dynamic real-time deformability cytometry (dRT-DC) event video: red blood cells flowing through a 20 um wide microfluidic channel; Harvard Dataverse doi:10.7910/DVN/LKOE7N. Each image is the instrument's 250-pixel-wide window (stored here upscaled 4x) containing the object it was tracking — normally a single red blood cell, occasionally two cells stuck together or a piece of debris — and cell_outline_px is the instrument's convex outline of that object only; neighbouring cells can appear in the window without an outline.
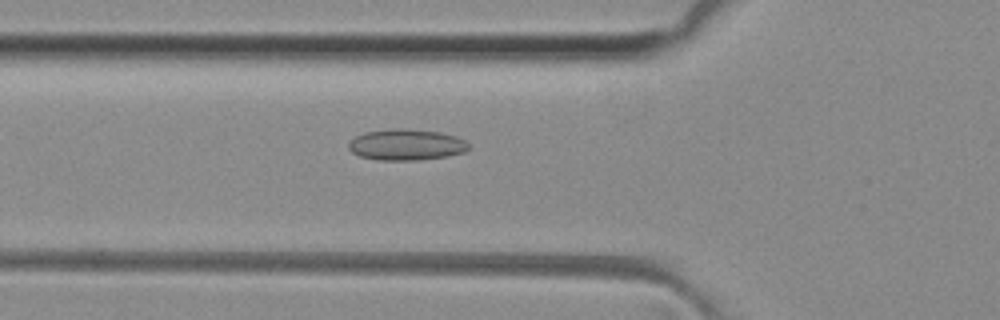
{"species": "common noctule bat (a hibernating species)", "species_latin": "Nyctalus noctula", "temperature_condition": "room temperature", "stored_images_in_passage": 34, "camera_frame_rate_fps": 3000, "um_per_image_px": 0.085, "animal": {"sex": "female", "body_mass_g": 29.2, "forearm_length_mm": 56.3}, "frame": {"image": 1, "passage_image": 2, "time_ms": 0.333, "image_size_px": [1000, 320], "cell_outline_px": [[468, 148], [464, 152], [448, 156], [420, 160], [376, 160], [360, 156], [352, 152], [348, 148], [348, 140], [364, 132], [392, 128], [404, 128], [440, 132], [456, 136], [468, 140]], "centroid_in_image_um": [34.52, 12.29], "position_along_channel_um": 91.3, "area_um2": 22.08}}
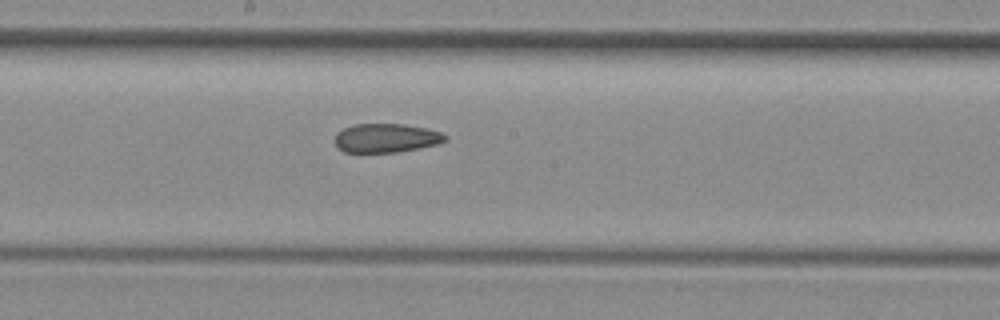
{"frame": {"image": 2, "passage_image": 11, "time_ms": 3.333, "image_size_px": [1000, 320], "cell_outline_px": [[448, 140], [440, 144], [420, 148], [396, 152], [344, 152], [332, 140], [336, 132], [344, 128], [356, 124], [404, 124], [424, 128], [440, 132], [448, 136]], "centroid_in_image_um": [32.83, 11.73], "position_along_channel_um": 215.4, "area_um2": 18.73}}
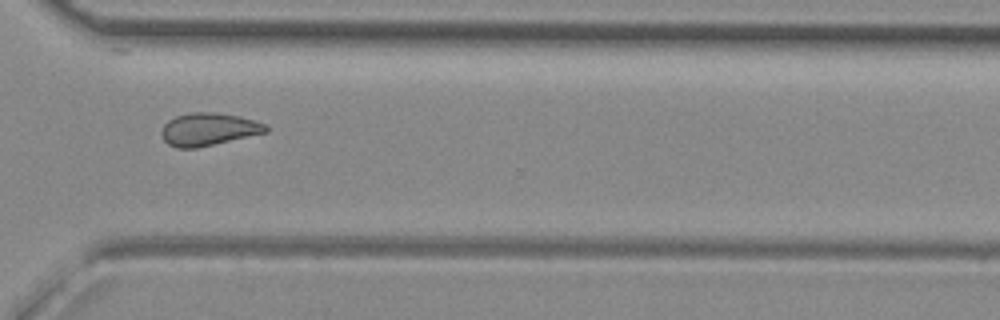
{"frame": {"image": 3, "passage_image": 21, "time_ms": 6.667, "image_size_px": [1000, 320], "cell_outline_px": [[268, 132], [196, 148], [176, 148], [168, 144], [164, 140], [160, 132], [164, 124], [168, 120], [176, 116], [192, 112], [212, 112], [240, 116], [264, 124], [268, 128]], "centroid_in_image_um": [17.69, 10.99], "position_along_channel_um": 352.9, "area_um2": 19.77}}